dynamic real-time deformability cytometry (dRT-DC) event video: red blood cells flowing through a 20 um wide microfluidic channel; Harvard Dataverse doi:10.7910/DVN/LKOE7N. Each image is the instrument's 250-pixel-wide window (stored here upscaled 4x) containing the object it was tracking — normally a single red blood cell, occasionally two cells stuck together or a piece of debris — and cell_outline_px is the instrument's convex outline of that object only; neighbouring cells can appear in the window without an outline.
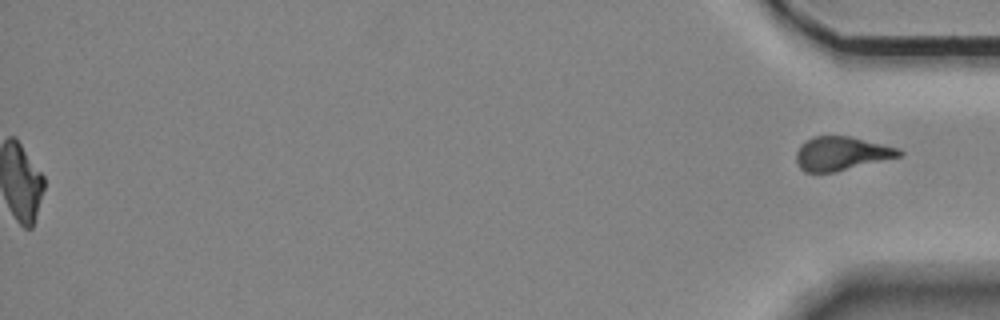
{"species": "Egyptian fruit bat (a non-hibernating species)", "species_latin": "Rousettus aegyptiacus", "temperature_condition": "room temperature", "stored_images_in_passage": 55, "segment_of_instrument_passage": [2, 2], "camera_frame_rate_fps": 3000, "um_per_image_px": 0.085, "animal": {"sex": "female"}, "frame": {"image": 1, "passage_image": 55, "time_ms": 18.0, "image_size_px": [1000, 320], "cell_outline_px": [[904, 152], [900, 156], [836, 172], [804, 172], [800, 168], [796, 160], [796, 152], [800, 144], [804, 140], [812, 136], [848, 136], [900, 148]], "centroid_in_image_um": [71.49, 13.04], "position_along_channel_um": 363.7, "area_um2": 20.29}}